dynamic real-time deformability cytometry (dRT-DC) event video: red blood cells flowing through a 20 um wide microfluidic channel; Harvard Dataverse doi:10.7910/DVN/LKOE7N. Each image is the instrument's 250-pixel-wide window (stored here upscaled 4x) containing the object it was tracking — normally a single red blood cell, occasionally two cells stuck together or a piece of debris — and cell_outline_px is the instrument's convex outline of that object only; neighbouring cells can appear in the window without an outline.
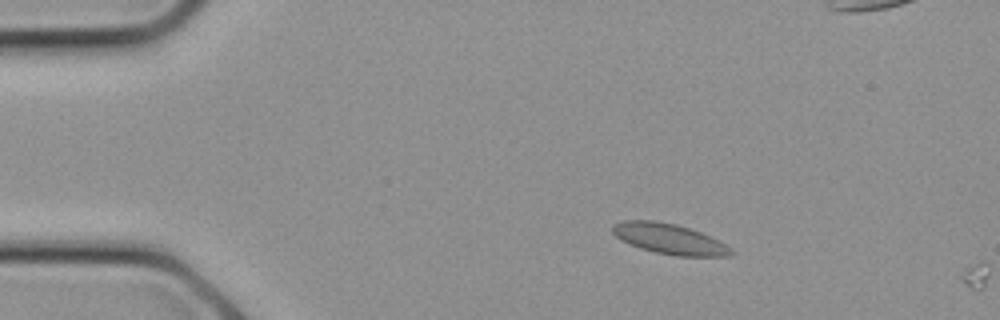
{"species": "common noctule bat (a hibernating species)", "species_latin": "Nyctalus noctula", "temperature_condition": "cold", "stored_images_in_passage": 3, "camera_frame_rate_fps": 3000, "um_per_image_px": 0.085, "animal": {"sex": "female", "body_mass_g": 21.9}, "frame": {"image": 1, "passage_image": 2, "time_ms": 0.333, "image_size_px": [1000, 320], "cell_outline_px": [[736, 252], [732, 256], [676, 256], [656, 252], [640, 248], [620, 240], [612, 232], [612, 224], [624, 220], [656, 220], [676, 224], [700, 232], [720, 240], [732, 248]], "centroid_in_image_um": [56.92, 20.3], "position_along_channel_um": 28.1, "area_um2": 21.21}}